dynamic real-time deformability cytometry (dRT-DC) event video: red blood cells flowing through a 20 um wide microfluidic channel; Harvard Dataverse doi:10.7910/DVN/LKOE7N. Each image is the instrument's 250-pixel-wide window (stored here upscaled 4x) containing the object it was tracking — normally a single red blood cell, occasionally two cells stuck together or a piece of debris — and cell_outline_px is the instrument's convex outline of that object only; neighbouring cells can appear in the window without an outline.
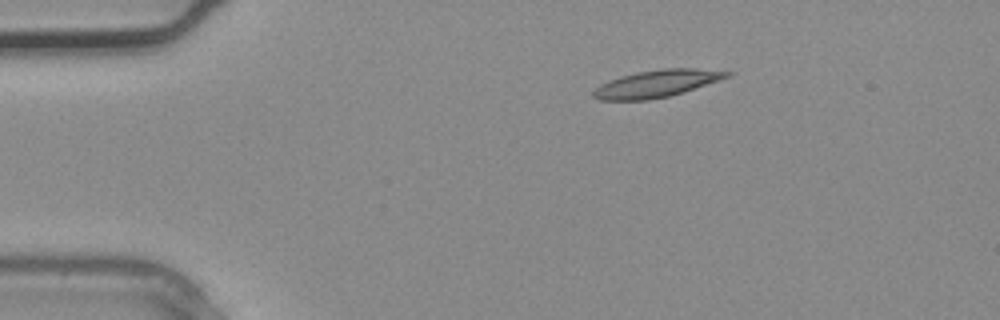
{"species": "common noctule bat (a hibernating species)", "species_latin": "Nyctalus noctula", "temperature_condition": "warm", "stored_images_in_passage": 2, "camera_frame_rate_fps": 3000, "um_per_image_px": 0.085, "animal": {"sex": "male", "body_mass_g": 20.4}, "frame": {"image": 1, "passage_image": 1, "time_ms": 0.0, "image_size_px": [1000, 320], "cell_outline_px": [[732, 76], [720, 80], [668, 96], [648, 100], [600, 100], [592, 96], [592, 92], [600, 84], [608, 80], [620, 76], [636, 72], [664, 68], [696, 68], [732, 72]], "centroid_in_image_um": [55.79, 7.1], "position_along_channel_um": 29.2, "area_um2": 21.1}}